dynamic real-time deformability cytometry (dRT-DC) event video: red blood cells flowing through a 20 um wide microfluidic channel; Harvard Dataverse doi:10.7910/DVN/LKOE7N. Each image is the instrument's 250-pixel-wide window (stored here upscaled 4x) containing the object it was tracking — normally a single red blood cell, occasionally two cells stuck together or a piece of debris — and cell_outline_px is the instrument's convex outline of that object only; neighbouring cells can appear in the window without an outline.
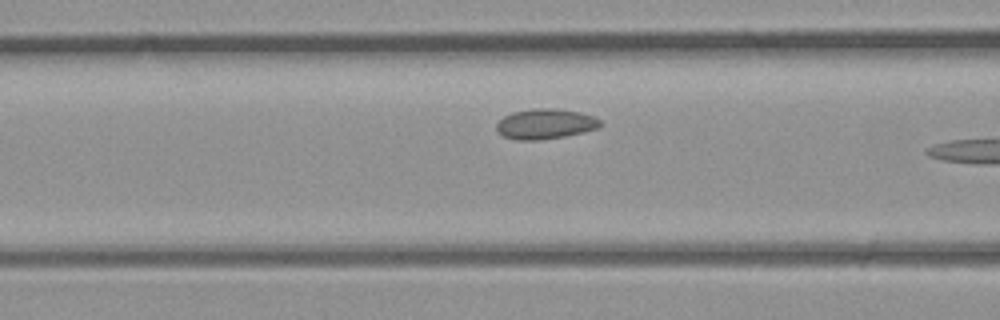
{"species": "common noctule bat (a hibernating species)", "species_latin": "Nyctalus noctula", "temperature_condition": "room temperature", "stored_images_in_passage": 6, "camera_frame_rate_fps": 3000, "um_per_image_px": 0.085, "animal": {"sex": "male", "body_mass_g": 23.1, "forearm_length_mm": 52.7}, "frame": {"image": 1, "passage_image": 5, "time_ms": 1.333, "image_size_px": [1000, 320], "cell_outline_px": [[604, 124], [596, 128], [564, 136], [540, 140], [516, 140], [504, 136], [496, 128], [496, 124], [504, 116], [512, 112], [532, 108], [556, 108], [580, 112], [592, 116], [600, 120]], "centroid_in_image_um": [46.34, 10.52], "position_along_channel_um": 120.3, "area_um2": 18.15}}